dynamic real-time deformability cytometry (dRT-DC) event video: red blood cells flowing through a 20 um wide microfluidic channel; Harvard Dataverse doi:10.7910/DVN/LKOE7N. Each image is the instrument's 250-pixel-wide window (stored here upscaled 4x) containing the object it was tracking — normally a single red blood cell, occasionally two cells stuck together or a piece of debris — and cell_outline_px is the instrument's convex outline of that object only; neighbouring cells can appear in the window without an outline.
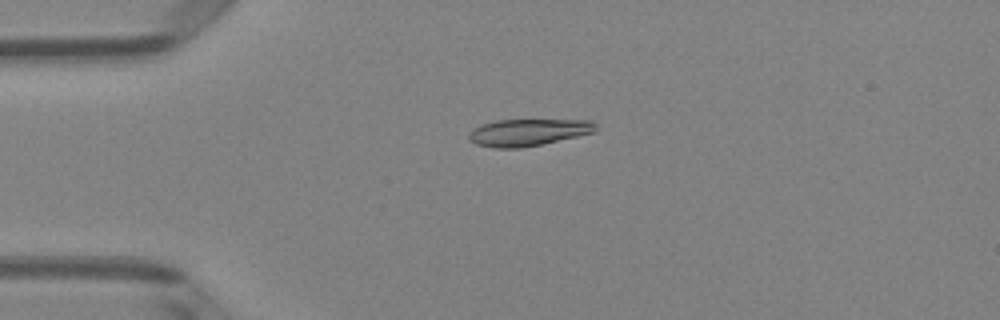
{"species": "Egyptian fruit bat (a non-hibernating species)", "species_latin": "Rousettus aegyptiacus", "temperature_condition": "room temperature", "stored_images_in_passage": 4, "camera_frame_rate_fps": 3000, "um_per_image_px": 0.085, "animal": {"sex": "female"}, "frame": {"image": 1, "passage_image": 4, "time_ms": 1.0, "image_size_px": [1000, 320], "cell_outline_px": [[596, 128], [592, 132], [544, 144], [520, 148], [492, 148], [476, 144], [468, 140], [468, 136], [472, 128], [496, 120], [592, 120], [596, 124]], "centroid_in_image_um": [44.84, 11.26], "position_along_channel_um": 40.2, "area_um2": 19.88}}